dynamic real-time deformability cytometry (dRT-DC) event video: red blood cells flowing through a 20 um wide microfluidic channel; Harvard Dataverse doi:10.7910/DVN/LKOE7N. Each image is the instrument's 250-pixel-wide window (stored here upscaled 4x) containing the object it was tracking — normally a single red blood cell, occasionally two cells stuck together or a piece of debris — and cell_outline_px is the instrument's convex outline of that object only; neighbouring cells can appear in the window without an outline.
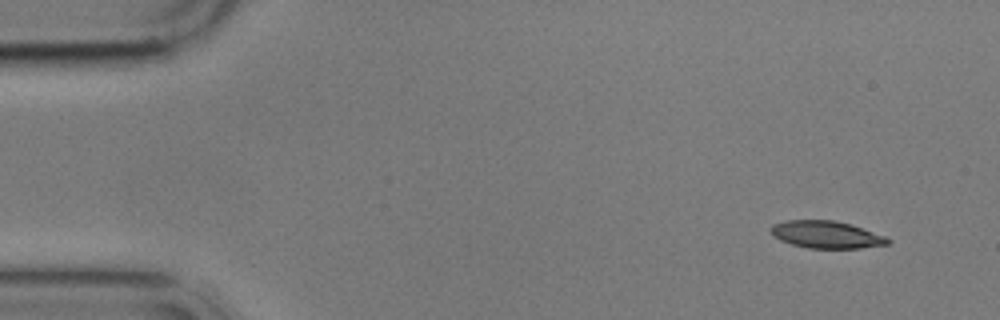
{"species": "common noctule bat (a hibernating species)", "species_latin": "Nyctalus noctula", "temperature_condition": "cold", "stored_images_in_passage": 6, "camera_frame_rate_fps": 3000, "um_per_image_px": 0.085, "animal": {"sex": "male", "body_mass_g": 17.9}, "frame": {"image": 1, "passage_image": 1, "time_ms": 0.0, "image_size_px": [1000, 320], "cell_outline_px": [[892, 240], [888, 244], [860, 248], [808, 248], [792, 244], [780, 240], [772, 236], [768, 228], [772, 224], [784, 220], [836, 220], [852, 224], [884, 236]], "centroid_in_image_um": [70.19, 19.93], "position_along_channel_um": 14.8, "area_um2": 18.79}}
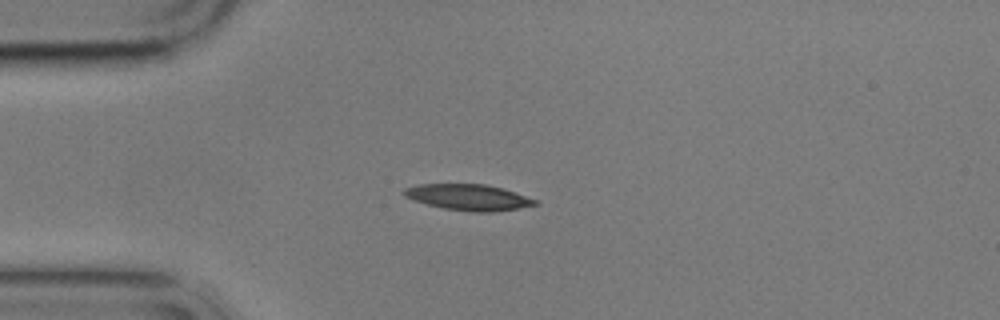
{"frame": {"image": 2, "passage_image": 4, "time_ms": 3.333, "image_size_px": [1000, 320], "cell_outline_px": [[540, 204], [520, 208], [492, 212], [472, 212], [444, 208], [428, 204], [404, 196], [400, 192], [404, 188], [420, 184], [484, 184], [500, 188], [536, 200]], "centroid_in_image_um": [39.79, 16.77], "position_along_channel_um": 45.2, "area_um2": 19.59}}
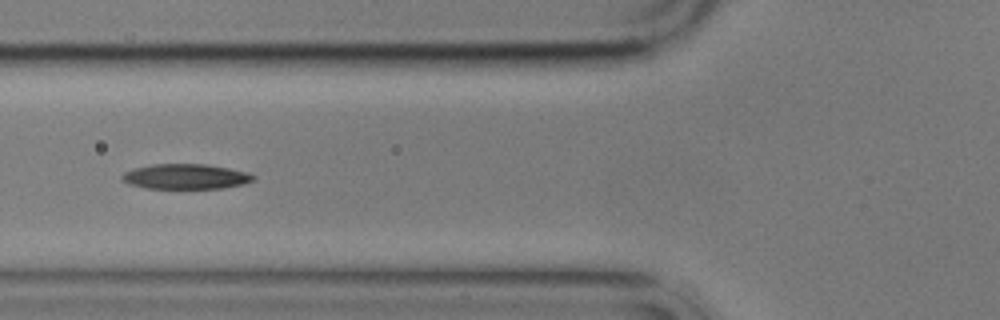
{"frame": {"image": 3, "passage_image": 6, "time_ms": 5.667, "image_size_px": [1000, 320], "cell_outline_px": [[256, 176], [252, 180], [244, 184], [224, 188], [148, 188], [128, 184], [120, 180], [120, 176], [124, 172], [132, 168], [152, 164], [204, 164], [228, 168], [248, 172]], "centroid_in_image_um": [15.74, 15.0], "position_along_channel_um": 110.1, "area_um2": 19.31}}